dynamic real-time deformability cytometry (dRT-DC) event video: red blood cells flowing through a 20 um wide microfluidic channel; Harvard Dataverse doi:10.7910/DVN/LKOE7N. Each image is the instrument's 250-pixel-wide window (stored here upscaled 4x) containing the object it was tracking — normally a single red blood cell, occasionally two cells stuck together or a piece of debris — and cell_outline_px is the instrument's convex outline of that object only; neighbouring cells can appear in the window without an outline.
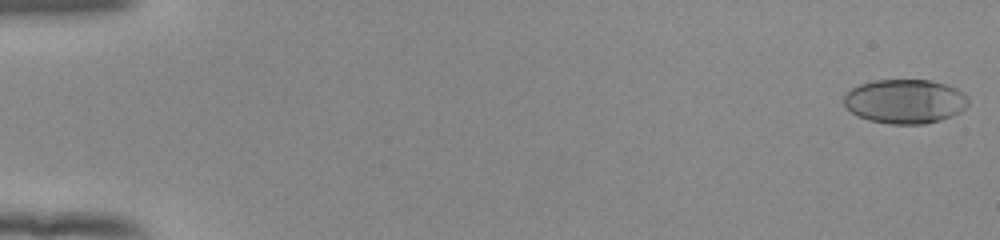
{"species": "human", "species_latin": "Homo sapiens", "temperature_condition": "room temperature", "stored_images_in_passage": 10, "camera_frame_rate_fps": 3000, "um_per_image_px": 0.085, "donor": {"sex": "female"}, "frame": {"image": 1, "passage_image": 1, "time_ms": 0.0, "image_size_px": [1000, 240], "cell_outline_px": [[968, 104], [960, 112], [952, 116], [940, 120], [924, 124], [892, 124], [868, 120], [856, 116], [844, 104], [844, 96], [852, 88], [860, 84], [872, 80], [928, 80], [944, 84], [956, 88], [964, 92], [968, 96]], "centroid_in_image_um": [76.93, 8.62], "position_along_channel_um": 8.1, "area_um2": 32.14}}